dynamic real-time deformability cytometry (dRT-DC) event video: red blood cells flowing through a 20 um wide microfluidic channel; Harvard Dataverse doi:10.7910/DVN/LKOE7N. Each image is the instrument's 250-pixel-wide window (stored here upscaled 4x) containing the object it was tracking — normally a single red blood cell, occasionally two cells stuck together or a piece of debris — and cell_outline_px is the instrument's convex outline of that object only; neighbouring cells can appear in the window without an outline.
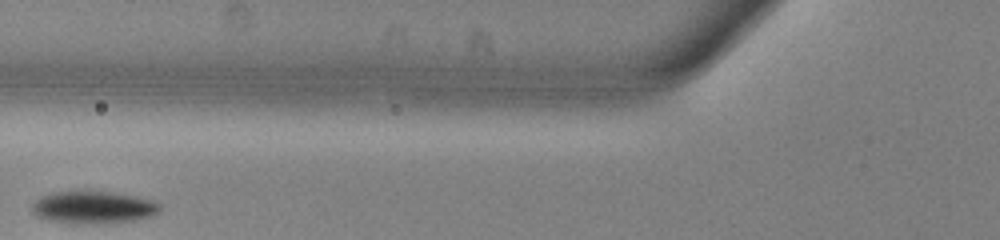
{"species": "common noctule bat (a hibernating species)", "species_latin": "Nyctalus noctula", "temperature_condition": "warm", "stored_images_in_passage": 14, "camera_frame_rate_fps": 3000, "um_per_image_px": 0.085, "animal": {"sex": "male", "body_mass_g": 13.0, "forearm_length_mm": 53.1}, "frame": {"image": 1, "passage_image": 5, "time_ms": 1.333, "image_size_px": [1000, 240], "cell_outline_px": [[164, 208], [156, 216], [140, 220], [116, 224], [60, 224], [44, 220], [36, 216], [32, 212], [32, 204], [40, 196], [52, 192], [72, 188], [100, 188], [156, 200], [164, 204]], "centroid_in_image_um": [8.0, 17.59], "position_along_channel_um": 117.8, "area_um2": 26.99}}
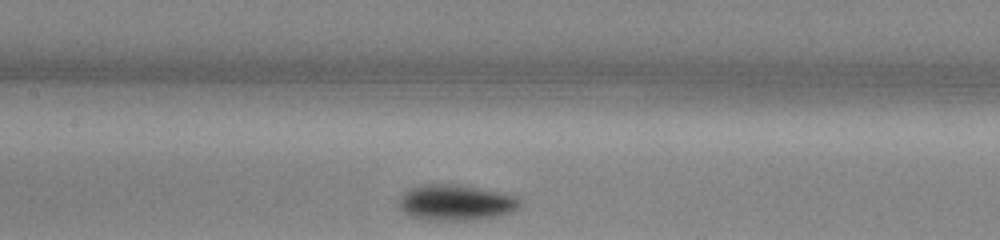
{"frame": {"image": 2, "passage_image": 9, "time_ms": 2.667, "image_size_px": [1000, 240], "cell_outline_px": [[524, 204], [516, 212], [504, 216], [488, 220], [464, 224], [432, 224], [412, 220], [400, 212], [396, 208], [396, 196], [408, 188], [416, 184], [440, 180], [468, 184], [504, 192], [520, 196], [524, 200]], "centroid_in_image_um": [38.7, 17.27], "position_along_channel_um": 168.7, "area_um2": 30.11}}
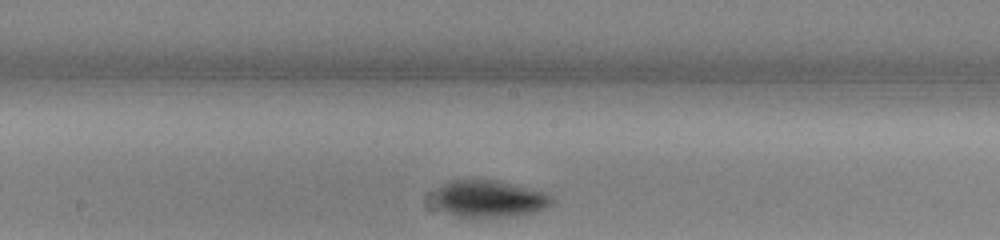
{"frame": {"image": 3, "passage_image": 12, "time_ms": 3.667, "image_size_px": [1000, 240], "cell_outline_px": [[556, 204], [548, 208], [524, 216], [488, 224], [456, 220], [428, 212], [424, 208], [424, 192], [428, 188], [448, 180], [464, 176], [484, 176], [548, 192], [556, 200]], "centroid_in_image_um": [41.18, 16.99], "position_along_channel_um": 207.0, "area_um2": 32.48}}